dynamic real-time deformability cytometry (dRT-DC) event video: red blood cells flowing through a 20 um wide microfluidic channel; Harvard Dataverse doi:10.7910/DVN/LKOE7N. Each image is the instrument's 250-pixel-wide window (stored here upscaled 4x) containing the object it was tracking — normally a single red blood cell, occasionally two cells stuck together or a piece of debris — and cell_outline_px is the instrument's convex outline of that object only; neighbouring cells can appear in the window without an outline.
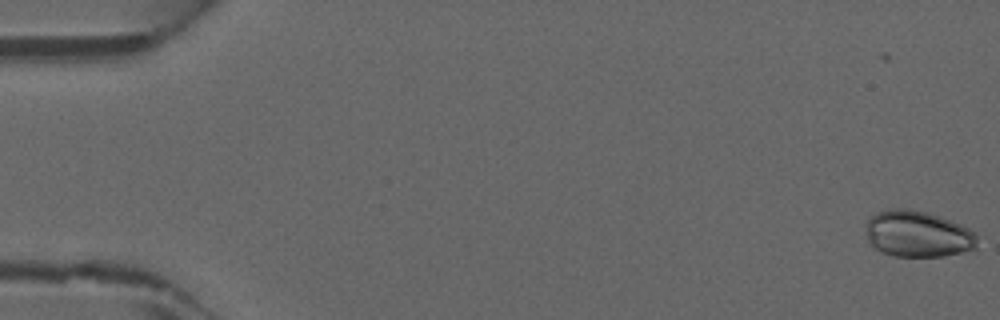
{"species": "common noctule bat (a hibernating species)", "species_latin": "Nyctalus noctula", "temperature_condition": "warm", "stored_images_in_passage": 3, "camera_frame_rate_fps": 3000, "um_per_image_px": 0.085, "animal": {"sex": "male", "forearm_length_mm": 52.5}, "frame": {"image": 1, "passage_image": 3, "time_ms": 0.667, "image_size_px": [1000, 320], "cell_outline_px": [[976, 248], [944, 256], [892, 256], [880, 252], [872, 248], [868, 244], [868, 220], [876, 212], [892, 208], [908, 208], [928, 212], [940, 216], [960, 224], [968, 228], [976, 236]], "centroid_in_image_um": [77.97, 19.88], "position_along_channel_um": 7.0, "area_um2": 30.06}}